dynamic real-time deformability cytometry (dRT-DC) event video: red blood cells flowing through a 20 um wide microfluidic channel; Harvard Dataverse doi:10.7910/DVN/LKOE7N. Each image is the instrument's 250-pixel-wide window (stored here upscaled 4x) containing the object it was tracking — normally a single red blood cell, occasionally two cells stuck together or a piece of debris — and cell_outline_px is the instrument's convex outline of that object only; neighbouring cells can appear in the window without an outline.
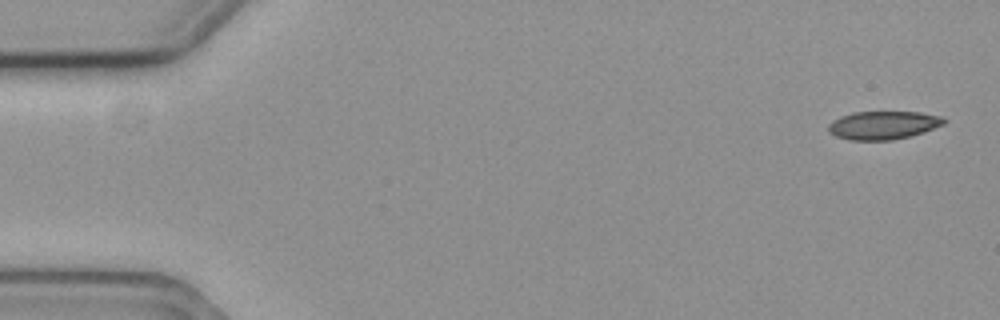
{"species": "common noctule bat (a hibernating species)", "species_latin": "Nyctalus noctula", "temperature_condition": "cold", "stored_images_in_passage": 4, "camera_frame_rate_fps": 3000, "um_per_image_px": 0.085, "animal": {"sex": "female", "body_mass_g": 19.3, "forearm_length_mm": 54.1}, "frame": {"image": 1, "passage_image": 1, "time_ms": 0.0, "image_size_px": [1000, 320], "cell_outline_px": [[948, 120], [944, 124], [924, 132], [892, 140], [848, 140], [836, 136], [828, 132], [828, 124], [832, 120], [840, 116], [852, 112], [920, 112], [944, 116]], "centroid_in_image_um": [75.08, 10.63], "position_along_channel_um": 9.9, "area_um2": 19.25}}